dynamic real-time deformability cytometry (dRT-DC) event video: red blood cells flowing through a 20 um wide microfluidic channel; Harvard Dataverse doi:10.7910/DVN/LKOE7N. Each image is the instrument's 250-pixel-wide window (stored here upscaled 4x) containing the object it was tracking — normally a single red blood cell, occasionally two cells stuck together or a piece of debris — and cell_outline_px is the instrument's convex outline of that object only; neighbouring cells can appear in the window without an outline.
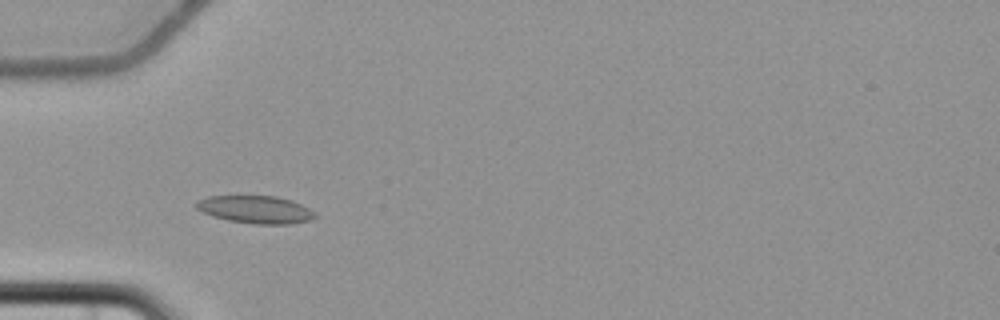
{"species": "common noctule bat (a hibernating species)", "species_latin": "Nyctalus noctula", "temperature_condition": "cold", "stored_images_in_passage": 4, "camera_frame_rate_fps": 3000, "um_per_image_px": 0.085, "animal": {"sex": "female", "body_mass_g": 22.7, "forearm_length_mm": 54.2}, "frame": {"image": 1, "passage_image": 3, "time_ms": 2.333, "image_size_px": [1000, 320], "cell_outline_px": [[316, 216], [312, 220], [292, 224], [256, 224], [228, 220], [212, 216], [196, 208], [196, 204], [200, 200], [208, 196], [276, 196], [292, 200], [316, 212]], "centroid_in_image_um": [21.78, 17.81], "position_along_channel_um": 63.2, "area_um2": 19.07}}
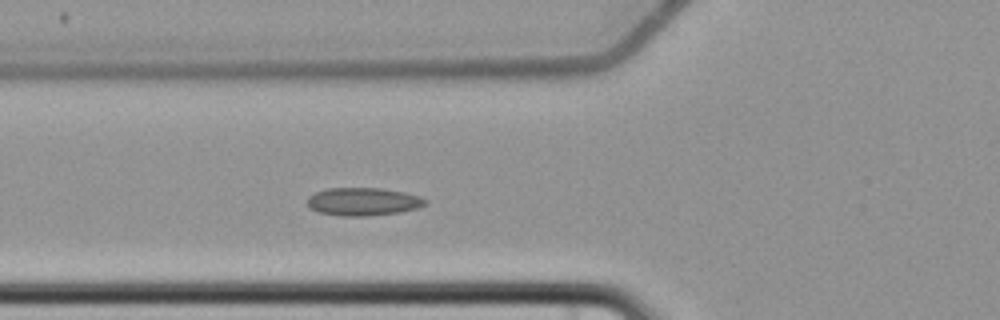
{"frame": {"image": 2, "passage_image": 4, "time_ms": 3.333, "image_size_px": [1000, 320], "cell_outline_px": [[428, 204], [416, 208], [400, 212], [368, 216], [340, 216], [320, 212], [312, 208], [308, 204], [308, 196], [316, 192], [328, 188], [380, 188], [404, 192], [420, 196], [428, 200]], "centroid_in_image_um": [30.91, 17.13], "position_along_channel_um": 94.9, "area_um2": 19.19}}